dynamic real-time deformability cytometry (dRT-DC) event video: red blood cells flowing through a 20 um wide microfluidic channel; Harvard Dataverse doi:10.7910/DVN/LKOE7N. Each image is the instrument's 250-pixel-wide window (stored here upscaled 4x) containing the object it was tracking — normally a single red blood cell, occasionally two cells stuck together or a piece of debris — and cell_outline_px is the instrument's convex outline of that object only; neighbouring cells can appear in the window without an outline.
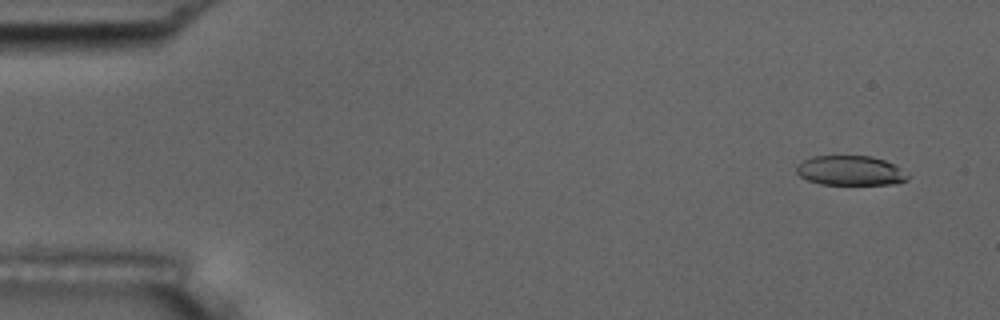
{"species": "common noctule bat (a hibernating species)", "species_latin": "Nyctalus noctula", "temperature_condition": "room temperature", "stored_images_in_passage": 52, "camera_frame_rate_fps": 3000, "um_per_image_px": 0.085, "animal": {"sex": "male", "body_mass_g": 17.5, "forearm_length_mm": 52.3}, "frame": {"image": 1, "passage_image": 2, "time_ms": 0.333, "image_size_px": [1000, 320], "cell_outline_px": [[908, 180], [896, 184], [820, 184], [808, 180], [800, 176], [796, 172], [796, 164], [804, 160], [816, 156], [872, 156], [896, 164], [908, 176]], "centroid_in_image_um": [72.29, 14.5], "position_along_channel_um": 12.7, "area_um2": 19.25}}
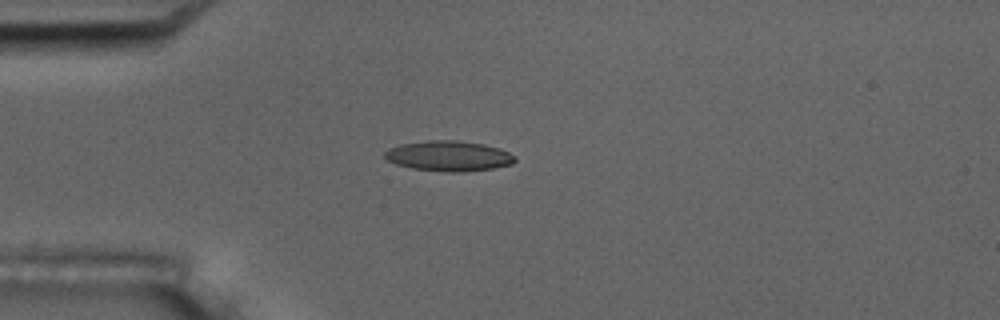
{"frame": {"image": 2, "passage_image": 13, "time_ms": 4.0, "image_size_px": [1000, 320], "cell_outline_px": [[516, 160], [512, 164], [492, 168], [464, 172], [448, 172], [412, 168], [396, 164], [384, 160], [384, 152], [388, 148], [400, 144], [428, 140], [456, 140], [484, 144], [500, 148], [516, 156]], "centroid_in_image_um": [38.12, 13.25], "position_along_channel_um": 46.9, "area_um2": 23.18}}
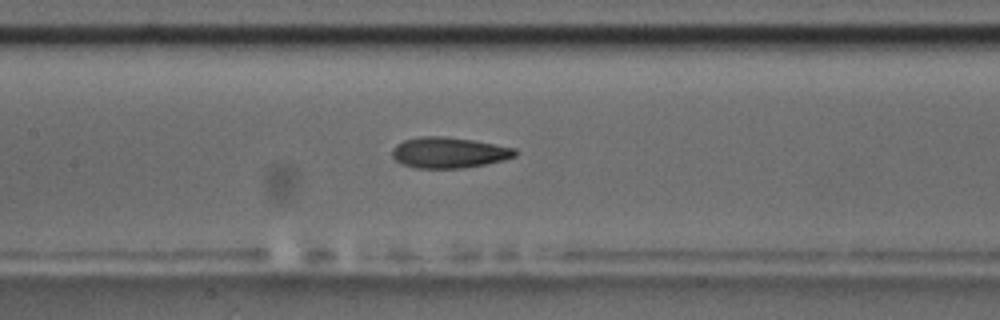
{"frame": {"image": 3, "passage_image": 24, "time_ms": 7.667, "image_size_px": [1000, 320], "cell_outline_px": [[520, 152], [516, 156], [504, 160], [464, 168], [416, 168], [400, 164], [392, 156], [392, 148], [396, 144], [404, 140], [420, 136], [444, 136], [472, 140], [516, 148]], "centroid_in_image_um": [38.16, 12.97], "position_along_channel_um": 169.2, "area_um2": 22.25}, "authors_computed_cell_mechanics": {"area_um2": 21.8773, "velocity_mm_per_s": 3.7603, "shape_relaxation_time_tau1_ms": 4.3804, "shape_relaxation_time_tau2_ms": 2.2209, "deformation_change_tau1": 0.1467, "deformation_change_tau2": 0.0944}}